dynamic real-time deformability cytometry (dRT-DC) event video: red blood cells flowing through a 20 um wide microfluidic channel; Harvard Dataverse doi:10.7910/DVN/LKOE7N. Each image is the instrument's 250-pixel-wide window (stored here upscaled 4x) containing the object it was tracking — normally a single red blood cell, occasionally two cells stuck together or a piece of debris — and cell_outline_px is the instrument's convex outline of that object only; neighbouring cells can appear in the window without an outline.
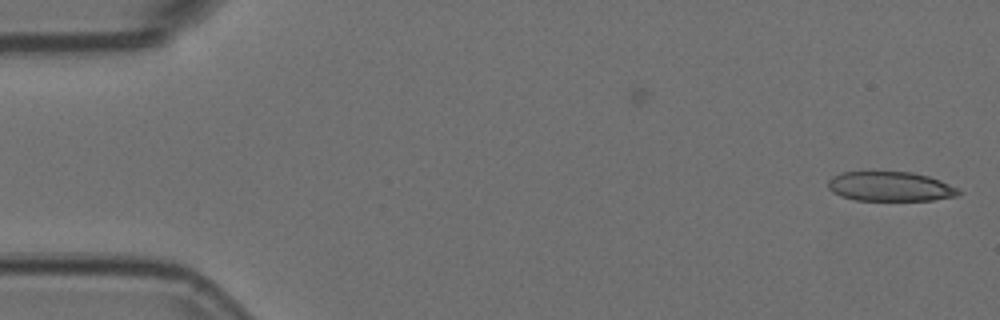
{"species": "Egyptian fruit bat (a non-hibernating species)", "species_latin": "Rousettus aegyptiacus", "temperature_condition": "room temperature", "stored_images_in_passage": 2, "camera_frame_rate_fps": 3000, "um_per_image_px": 0.085, "animal": {"sex": "female"}, "frame": {"image": 1, "passage_image": 2, "time_ms": 0.333, "image_size_px": [1000, 320], "cell_outline_px": [[964, 192], [956, 196], [932, 200], [856, 200], [840, 196], [832, 192], [828, 188], [828, 180], [832, 176], [840, 172], [912, 172], [928, 176], [940, 180]], "centroid_in_image_um": [75.64, 15.85], "position_along_channel_um": 9.4, "area_um2": 22.48}}